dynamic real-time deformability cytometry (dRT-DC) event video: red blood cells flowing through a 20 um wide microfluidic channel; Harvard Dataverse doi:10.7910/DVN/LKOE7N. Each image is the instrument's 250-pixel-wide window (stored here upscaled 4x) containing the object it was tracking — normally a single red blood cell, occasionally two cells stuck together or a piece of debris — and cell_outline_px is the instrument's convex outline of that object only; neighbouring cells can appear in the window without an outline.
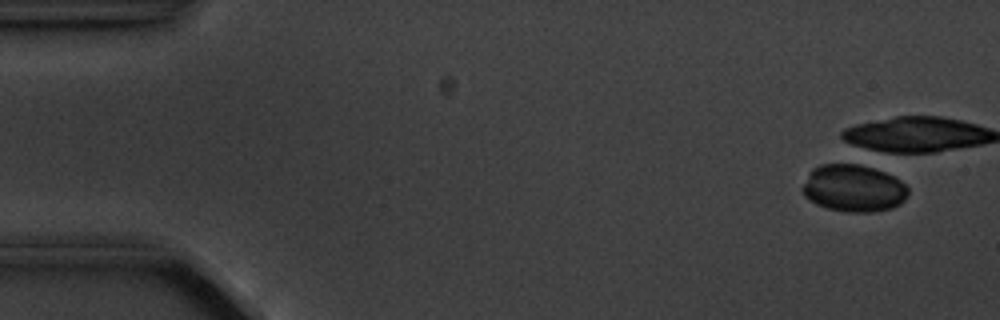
{"species": "common noctule bat (a hibernating species)", "species_latin": "Nyctalus noctula", "temperature_condition": "cold", "stored_images_in_passage": 6, "camera_frame_rate_fps": 3000, "um_per_image_px": 0.085, "animal": {"sex": "male", "body_mass_g": 20.1, "forearm_length_mm": 53.5}, "frame": {"image": 1, "passage_image": 1, "time_ms": 0.0, "image_size_px": [1000, 320], "cell_outline_px": [[908, 196], [900, 204], [892, 208], [872, 212], [852, 212], [828, 208], [816, 204], [804, 196], [800, 188], [808, 172], [812, 168], [820, 164], [852, 160], [884, 172], [900, 180], [908, 188]], "centroid_in_image_um": [72.5, 15.94], "position_along_channel_um": 12.5, "area_um2": 29.88}}
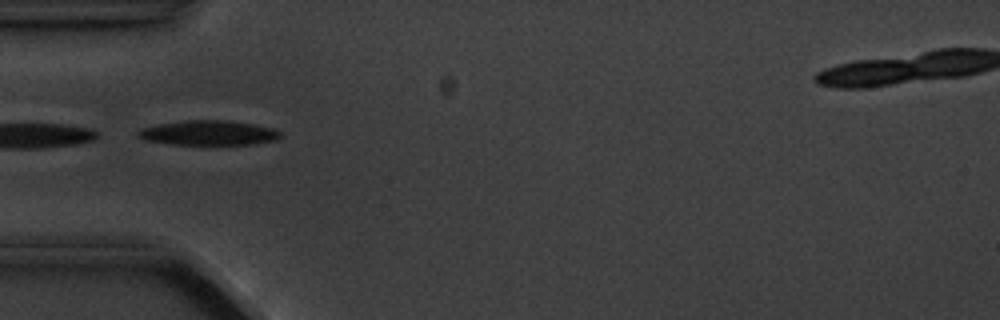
{"frame": {"image": 2, "passage_image": 6, "time_ms": 5.667, "image_size_px": [1000, 320], "cell_outline_px": [[280, 136], [276, 140], [252, 144], [172, 144], [148, 140], [136, 136], [136, 132], [144, 128], [160, 124], [188, 120], [232, 120], [276, 128], [280, 132]], "centroid_in_image_um": [17.79, 11.28], "position_along_channel_um": 67.2, "area_um2": 20.35}}